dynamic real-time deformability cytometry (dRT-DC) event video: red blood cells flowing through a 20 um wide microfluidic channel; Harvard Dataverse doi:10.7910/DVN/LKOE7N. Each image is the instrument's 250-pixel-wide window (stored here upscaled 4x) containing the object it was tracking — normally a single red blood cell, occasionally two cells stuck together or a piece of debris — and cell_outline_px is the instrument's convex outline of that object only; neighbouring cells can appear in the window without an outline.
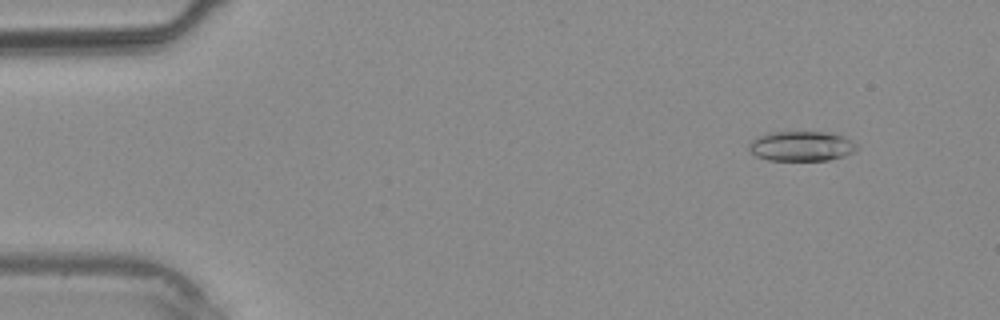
{"species": "common noctule bat (a hibernating species)", "species_latin": "Nyctalus noctula", "temperature_condition": "warm", "stored_images_in_passage": 38, "camera_frame_rate_fps": 3000, "um_per_image_px": 0.085, "animal": {"sex": "male", "body_mass_g": 20.4}, "frame": {"image": 1, "passage_image": 4, "time_ms": 1.0, "image_size_px": [1000, 320], "cell_outline_px": [[860, 148], [844, 156], [828, 160], [768, 160], [756, 156], [748, 148], [748, 144], [756, 136], [768, 132], [828, 132], [844, 136], [852, 140]], "centroid_in_image_um": [68.12, 12.41], "position_along_channel_um": 16.9, "area_um2": 18.96}}
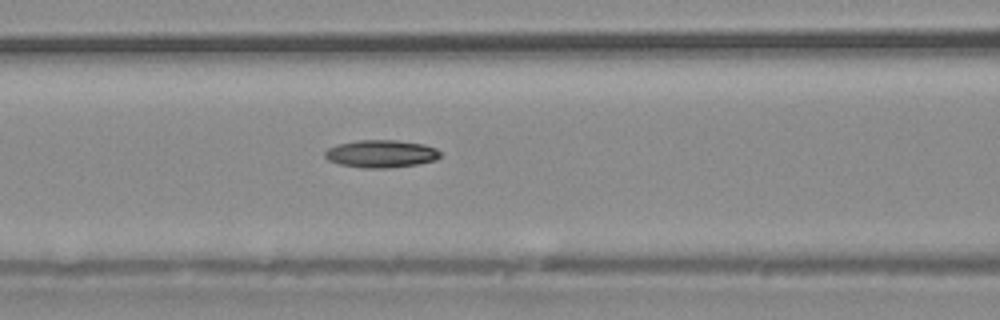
{"frame": {"image": 2, "passage_image": 16, "time_ms": 5.0, "image_size_px": [1000, 320], "cell_outline_px": [[440, 156], [436, 160], [416, 164], [388, 168], [364, 168], [340, 164], [328, 160], [324, 156], [324, 152], [328, 148], [336, 144], [356, 140], [396, 140], [424, 144], [436, 148], [440, 152]], "centroid_in_image_um": [32.37, 13.06], "position_along_channel_um": 134.2, "area_um2": 18.61}}
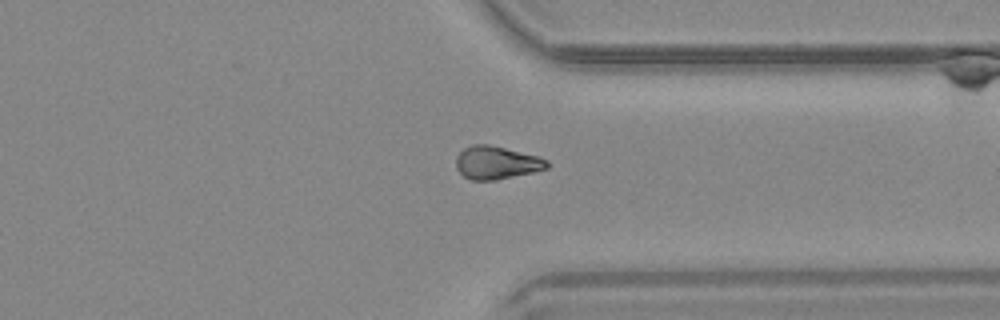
{"frame": {"image": 3, "passage_image": 29, "time_ms": 9.333, "image_size_px": [1000, 320], "cell_outline_px": [[548, 168], [532, 172], [496, 180], [472, 180], [464, 176], [456, 168], [456, 156], [464, 148], [472, 144], [488, 144], [540, 156], [548, 160]], "centroid_in_image_um": [42.2, 13.82], "position_along_channel_um": 369.2, "area_um2": 17.51}}